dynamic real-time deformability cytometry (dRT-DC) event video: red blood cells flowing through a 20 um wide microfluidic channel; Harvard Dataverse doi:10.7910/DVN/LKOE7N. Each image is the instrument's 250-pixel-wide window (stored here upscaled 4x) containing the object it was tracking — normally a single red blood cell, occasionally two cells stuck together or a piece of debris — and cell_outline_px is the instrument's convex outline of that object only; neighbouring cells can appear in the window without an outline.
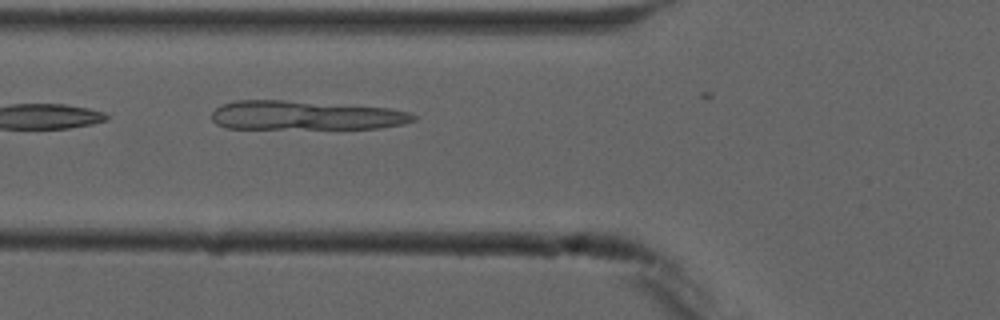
{"species": "common noctule bat (a hibernating species)", "species_latin": "Nyctalus noctula", "temperature_condition": "cold", "stored_images_in_passage": 4, "camera_frame_rate_fps": 3000, "um_per_image_px": 0.085, "animal": {"sex": "male", "forearm_length_mm": 52.5}, "frame": {"image": 1, "passage_image": 4, "time_ms": 5.333, "image_size_px": [1000, 320], "cell_outline_px": [[416, 120], [404, 124], [380, 128], [228, 128], [216, 124], [212, 120], [212, 112], [216, 108], [224, 104], [236, 100], [284, 100], [388, 108], [408, 112], [416, 116]], "centroid_in_image_um": [25.97, 9.81], "position_along_channel_um": 99.8, "area_um2": 33.99}}